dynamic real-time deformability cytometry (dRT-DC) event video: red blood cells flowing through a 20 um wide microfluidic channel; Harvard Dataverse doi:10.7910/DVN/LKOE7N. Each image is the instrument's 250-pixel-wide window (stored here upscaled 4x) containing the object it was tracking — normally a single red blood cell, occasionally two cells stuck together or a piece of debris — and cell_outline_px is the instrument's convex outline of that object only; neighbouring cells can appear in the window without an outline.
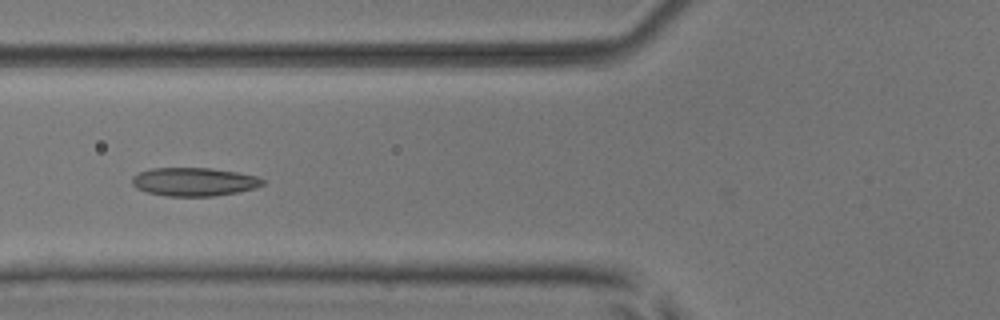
{"species": "common noctule bat (a hibernating species)", "species_latin": "Nyctalus noctula", "temperature_condition": "room temperature", "stored_images_in_passage": 6, "camera_frame_rate_fps": 3000, "um_per_image_px": 0.085, "animal": {"sex": "male", "body_mass_g": 17.9, "forearm_length_mm": 54.2}, "frame": {"image": 1, "passage_image": 5, "time_ms": 5.667, "image_size_px": [1000, 320], "cell_outline_px": [[264, 184], [256, 188], [236, 192], [212, 196], [168, 196], [148, 192], [136, 188], [132, 184], [132, 176], [140, 172], [152, 168], [212, 168], [236, 172], [256, 176], [264, 180]], "centroid_in_image_um": [16.49, 15.45], "position_along_channel_um": 109.3, "area_um2": 21.5}}
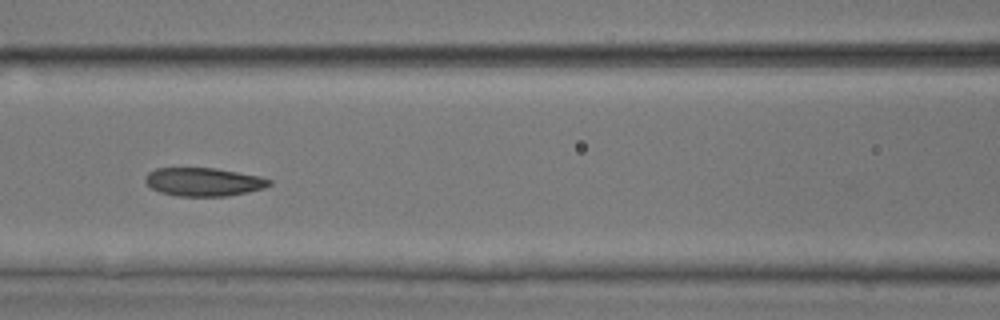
{"frame": {"image": 2, "passage_image": 6, "time_ms": 6.667, "image_size_px": [1000, 320], "cell_outline_px": [[272, 184], [264, 188], [248, 192], [228, 196], [176, 196], [160, 192], [152, 188], [144, 180], [148, 172], [156, 168], [216, 168], [260, 176], [272, 180]], "centroid_in_image_um": [17.33, 15.46], "position_along_channel_um": 149.3, "area_um2": 20.58}}